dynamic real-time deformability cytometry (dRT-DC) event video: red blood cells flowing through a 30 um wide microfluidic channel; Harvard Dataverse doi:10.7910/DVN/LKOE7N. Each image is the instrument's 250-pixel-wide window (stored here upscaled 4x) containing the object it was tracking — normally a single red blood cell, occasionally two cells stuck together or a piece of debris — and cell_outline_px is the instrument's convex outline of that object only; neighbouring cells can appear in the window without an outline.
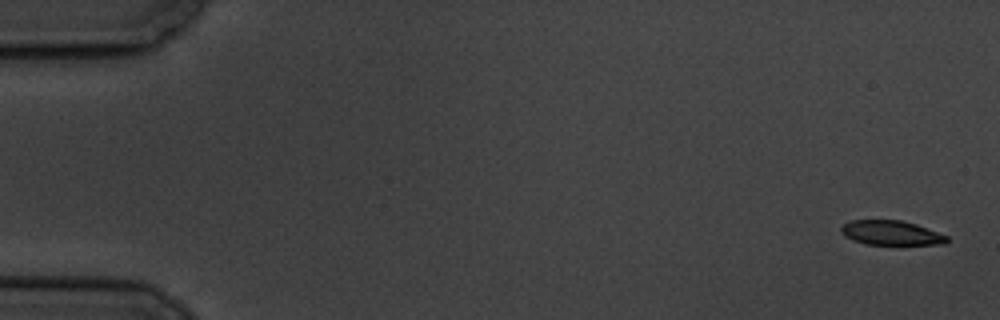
{"species": "common noctule bat (a hibernating species)", "species_latin": "Nyctalus noctula", "temperature_condition": "cold", "stored_images_in_passage": 8, "camera_frame_rate_fps": 3000, "um_per_image_px": 0.085, "animal": {"sex": "male", "body_mass_g": 19.5, "forearm_length_mm": 54.6}, "frame": {"image": 1, "passage_image": 1, "time_ms": 0.0, "image_size_px": [1000, 320], "cell_outline_px": [[948, 240], [944, 244], [864, 244], [852, 240], [844, 236], [840, 232], [840, 228], [844, 224], [852, 220], [900, 220], [916, 224], [948, 236]], "centroid_in_image_um": [75.71, 19.79], "position_along_channel_um": 9.3, "area_um2": 15.03}}
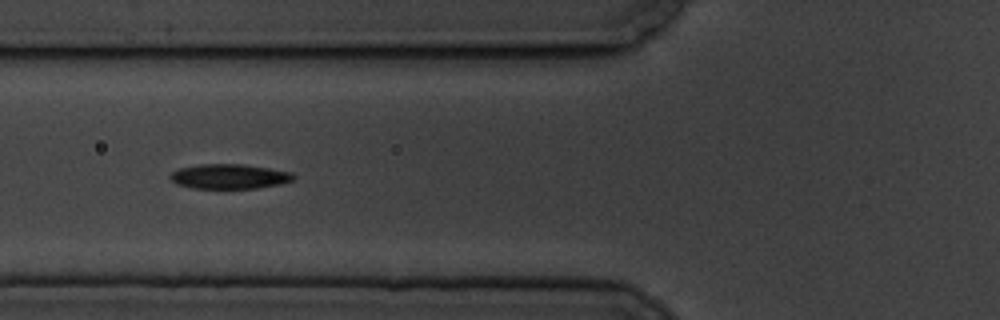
{"frame": {"image": 2, "passage_image": 7, "time_ms": 7.0, "image_size_px": [1000, 320], "cell_outline_px": [[296, 176], [292, 180], [280, 184], [256, 188], [192, 188], [176, 184], [168, 176], [172, 172], [180, 168], [200, 164], [244, 164], [292, 172]], "centroid_in_image_um": [19.49, 14.99], "position_along_channel_um": 106.3, "area_um2": 17.74}}
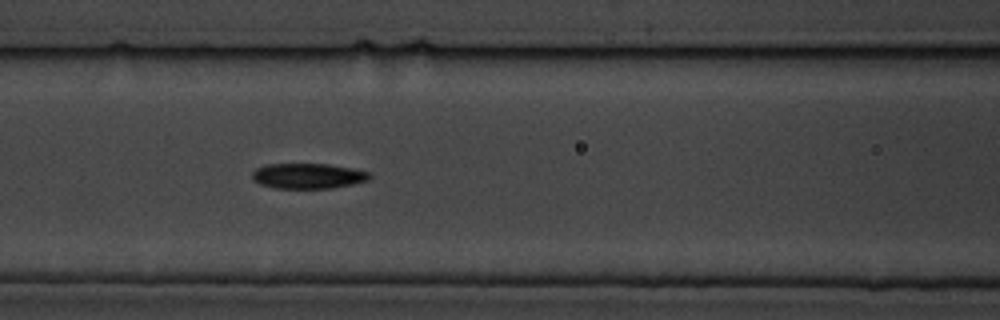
{"frame": {"image": 3, "passage_image": 8, "time_ms": 8.0, "image_size_px": [1000, 320], "cell_outline_px": [[372, 176], [368, 180], [352, 184], [332, 188], [276, 188], [260, 184], [252, 180], [252, 172], [256, 168], [264, 164], [328, 164], [352, 168], [368, 172]], "centroid_in_image_um": [26.15, 14.95], "position_along_channel_um": 140.5, "area_um2": 17.34}}